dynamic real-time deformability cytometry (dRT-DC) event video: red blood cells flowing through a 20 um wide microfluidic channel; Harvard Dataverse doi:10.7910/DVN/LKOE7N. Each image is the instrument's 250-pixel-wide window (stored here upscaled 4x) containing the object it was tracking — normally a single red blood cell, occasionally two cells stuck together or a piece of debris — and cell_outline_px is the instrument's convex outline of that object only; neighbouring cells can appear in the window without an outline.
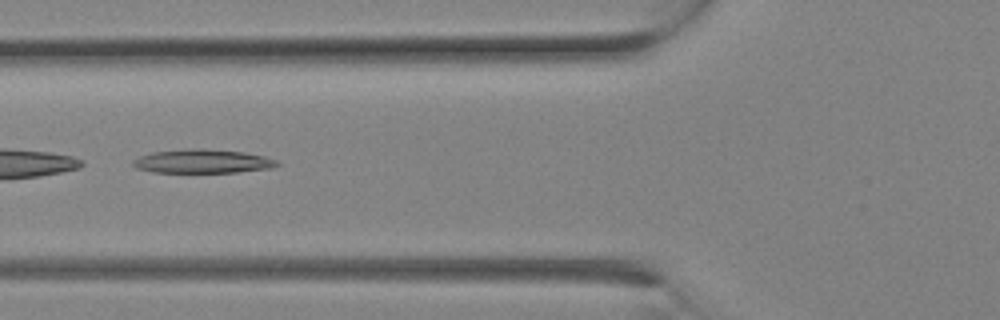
{"species": "Egyptian fruit bat (a non-hibernating species)", "species_latin": "Rousettus aegyptiacus", "temperature_condition": "room temperature", "stored_images_in_passage": 6, "camera_frame_rate_fps": 3000, "um_per_image_px": 0.085, "animal": {"sex": "female"}, "frame": {"image": 1, "passage_image": 5, "time_ms": 1.333, "image_size_px": [1000, 320], "cell_outline_px": [[280, 164], [272, 168], [236, 172], [152, 172], [136, 168], [132, 164], [132, 160], [140, 156], [152, 152], [184, 148], [204, 148], [244, 152], [264, 156], [276, 160]], "centroid_in_image_um": [17.19, 13.7], "position_along_channel_um": 108.6, "area_um2": 20.11}}